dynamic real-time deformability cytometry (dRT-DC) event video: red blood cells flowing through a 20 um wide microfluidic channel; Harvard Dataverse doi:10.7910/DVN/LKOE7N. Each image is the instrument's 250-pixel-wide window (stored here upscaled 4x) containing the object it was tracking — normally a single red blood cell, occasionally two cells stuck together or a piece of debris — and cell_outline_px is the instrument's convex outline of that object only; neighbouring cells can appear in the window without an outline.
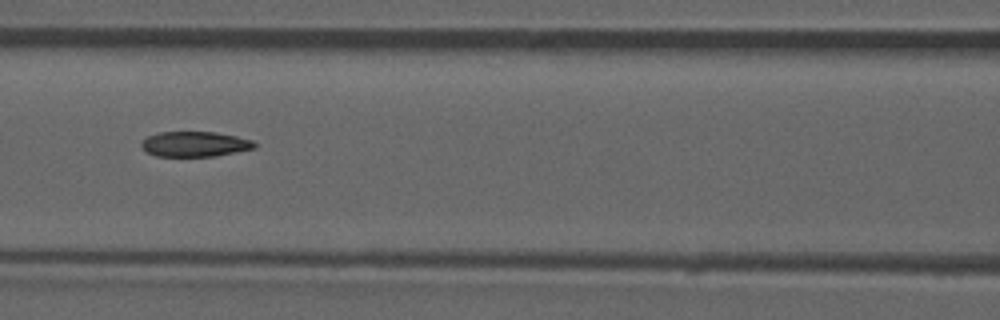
{"species": "common noctule bat (a hibernating species)", "species_latin": "Nyctalus noctula", "temperature_condition": "room temperature", "stored_images_in_passage": 52, "camera_frame_rate_fps": 3000, "um_per_image_px": 0.085, "animal": {"sex": "male", "forearm_length_mm": 52.5}, "frame": {"image": 1, "passage_image": 23, "time_ms": 7.333, "image_size_px": [1000, 320], "cell_outline_px": [[256, 148], [216, 156], [156, 156], [148, 152], [140, 144], [148, 136], [160, 132], [216, 132], [236, 136], [252, 140], [256, 144]], "centroid_in_image_um": [16.6, 12.25], "position_along_channel_um": 150.0, "area_um2": 16.47}, "authors_computed_cell_mechanics": {"area_um2": 17.6579, "velocity_mm_per_s": 3.9214, "shape_relaxation_time_tau1_ms": null, "shape_relaxation_time_tau2_ms": 2.1823, "deformation_change_tau1": null, "deformation_change_tau2": 0.0881}}